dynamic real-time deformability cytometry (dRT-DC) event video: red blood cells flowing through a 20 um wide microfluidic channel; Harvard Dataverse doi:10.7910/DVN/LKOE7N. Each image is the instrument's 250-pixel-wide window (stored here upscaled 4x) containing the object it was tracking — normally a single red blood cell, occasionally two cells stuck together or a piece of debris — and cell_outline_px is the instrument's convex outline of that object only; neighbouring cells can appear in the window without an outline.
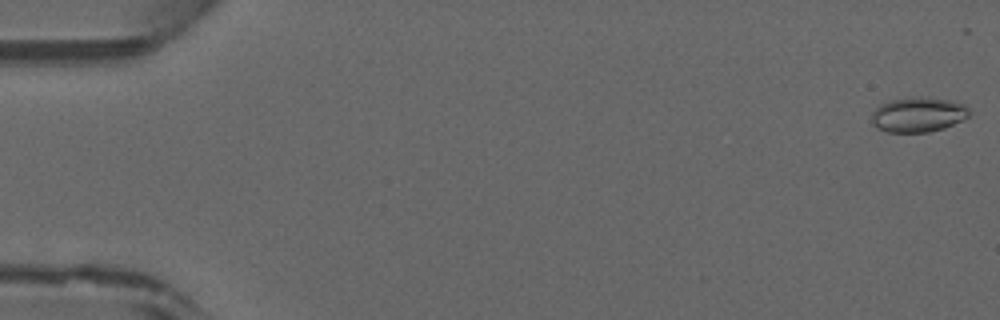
{"species": "common noctule bat (a hibernating species)", "species_latin": "Nyctalus noctula", "temperature_condition": "warm", "stored_images_in_passage": 10, "camera_frame_rate_fps": 3000, "um_per_image_px": 0.085, "animal": {"sex": "male", "forearm_length_mm": 52.5}, "frame": {"image": 1, "passage_image": 1, "time_ms": 0.0, "image_size_px": [1000, 320], "cell_outline_px": [[972, 112], [968, 116], [944, 128], [928, 132], [888, 132], [876, 128], [872, 124], [872, 112], [880, 104], [892, 100], [912, 96], [928, 96], [948, 100], [964, 104]], "centroid_in_image_um": [78.03, 9.73], "position_along_channel_um": 7.0, "area_um2": 20.0}}